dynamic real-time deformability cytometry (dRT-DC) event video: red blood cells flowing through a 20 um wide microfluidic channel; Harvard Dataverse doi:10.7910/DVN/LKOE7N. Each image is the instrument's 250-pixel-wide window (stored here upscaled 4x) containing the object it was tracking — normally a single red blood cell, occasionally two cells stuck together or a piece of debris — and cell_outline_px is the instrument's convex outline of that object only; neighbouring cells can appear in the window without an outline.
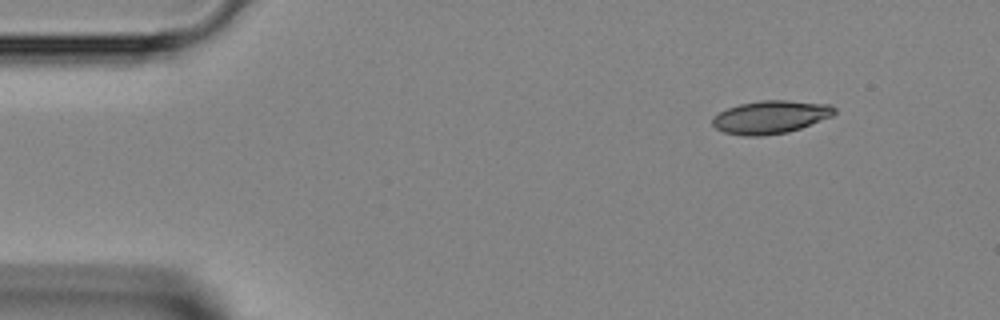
{"species": "Egyptian fruit bat (a non-hibernating species)", "species_latin": "Rousettus aegyptiacus", "temperature_condition": "room temperature", "stored_images_in_passage": 41, "camera_frame_rate_fps": 3000, "um_per_image_px": 0.085, "animal": {"sex": "female"}, "frame": {"image": 1, "passage_image": 1, "time_ms": 0.0, "image_size_px": [1000, 320], "cell_outline_px": [[836, 112], [832, 116], [800, 128], [788, 132], [760, 136], [744, 136], [724, 132], [716, 128], [712, 124], [712, 116], [728, 108], [740, 104], [760, 100], [788, 100], [832, 104], [836, 108]], "centroid_in_image_um": [65.51, 9.94], "position_along_channel_um": 19.5, "area_um2": 23.52}}
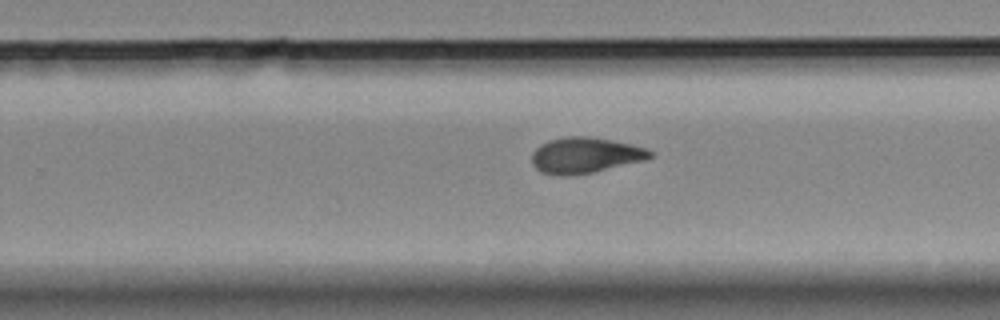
{"frame": {"image": 2, "passage_image": 24, "time_ms": 7.667, "image_size_px": [1000, 320], "cell_outline_px": [[652, 156], [644, 160], [592, 172], [572, 176], [560, 176], [540, 172], [532, 164], [532, 152], [540, 144], [548, 140], [568, 136], [588, 136], [632, 144], [648, 148], [652, 152]], "centroid_in_image_um": [49.7, 13.2], "position_along_channel_um": 280.1, "area_um2": 24.68}}
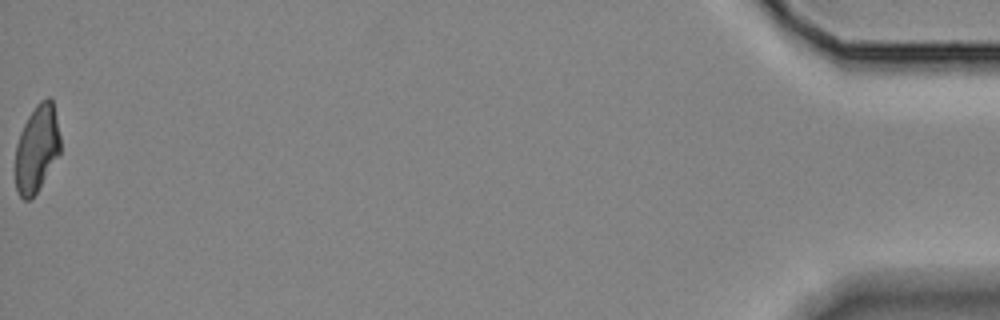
{"frame": {"image": 3, "passage_image": 41, "time_ms": 13.333, "image_size_px": [1000, 320], "cell_outline_px": [[60, 152], [36, 192], [28, 200], [24, 200], [20, 196], [16, 188], [16, 144], [20, 132], [28, 116], [36, 104], [40, 100], [48, 96], [52, 100], [56, 116], [60, 136]], "centroid_in_image_um": [3.13, 12.58], "position_along_channel_um": 432.1, "area_um2": 22.48}}